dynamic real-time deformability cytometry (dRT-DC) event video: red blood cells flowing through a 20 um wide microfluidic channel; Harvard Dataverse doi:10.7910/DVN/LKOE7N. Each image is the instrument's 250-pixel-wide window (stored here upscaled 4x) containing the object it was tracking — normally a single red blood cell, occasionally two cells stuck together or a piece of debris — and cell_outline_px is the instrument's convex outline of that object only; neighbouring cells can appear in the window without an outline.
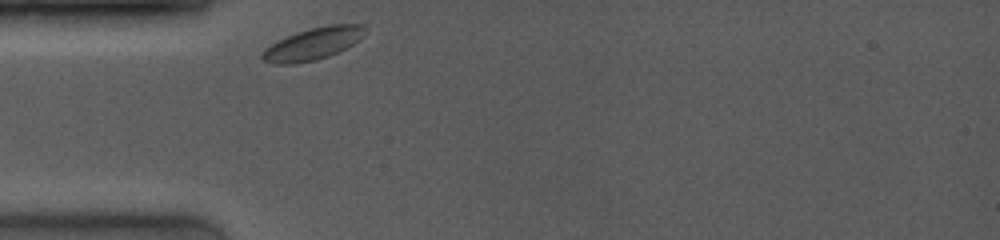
{"species": "common noctule bat (a hibernating species)", "species_latin": "Nyctalus noctula", "temperature_condition": "room temperature", "stored_images_in_passage": 1, "camera_frame_rate_fps": 4000, "um_per_image_px": 0.085, "animal": {"sex": "female", "body_mass_g": 19.0, "forearm_length_mm": 53.3}, "frame": {"image": 1, "passage_image": 1, "time_ms": 0.0, "image_size_px": [1000, 240], "cell_outline_px": [[368, 32], [360, 40], [328, 56], [316, 60], [296, 64], [276, 64], [264, 60], [260, 56], [264, 48], [296, 32], [328, 24], [364, 24], [368, 28]], "centroid_in_image_um": [26.66, 3.7], "position_along_channel_um": 58.3, "area_um2": 19.25}}